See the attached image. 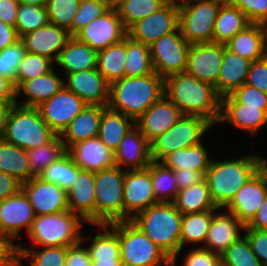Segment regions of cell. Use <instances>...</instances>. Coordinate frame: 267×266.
Returning a JSON list of instances; mask_svg holds the SVG:
<instances>
[{"mask_svg": "<svg viewBox=\"0 0 267 266\" xmlns=\"http://www.w3.org/2000/svg\"><path fill=\"white\" fill-rule=\"evenodd\" d=\"M173 171L179 190L188 188L204 179V175L199 171L190 169H176Z\"/></svg>", "mask_w": 267, "mask_h": 266, "instance_id": "cell-60", "label": "cell"}, {"mask_svg": "<svg viewBox=\"0 0 267 266\" xmlns=\"http://www.w3.org/2000/svg\"><path fill=\"white\" fill-rule=\"evenodd\" d=\"M126 35L127 30L117 11L109 9L101 17L81 29L75 37L88 44L92 49L99 51L119 43Z\"/></svg>", "mask_w": 267, "mask_h": 266, "instance_id": "cell-16", "label": "cell"}, {"mask_svg": "<svg viewBox=\"0 0 267 266\" xmlns=\"http://www.w3.org/2000/svg\"><path fill=\"white\" fill-rule=\"evenodd\" d=\"M49 23L46 6L19 4L15 25L19 38Z\"/></svg>", "mask_w": 267, "mask_h": 266, "instance_id": "cell-47", "label": "cell"}, {"mask_svg": "<svg viewBox=\"0 0 267 266\" xmlns=\"http://www.w3.org/2000/svg\"><path fill=\"white\" fill-rule=\"evenodd\" d=\"M26 49L19 39L14 44L0 51V76L10 80L16 89V72Z\"/></svg>", "mask_w": 267, "mask_h": 266, "instance_id": "cell-51", "label": "cell"}, {"mask_svg": "<svg viewBox=\"0 0 267 266\" xmlns=\"http://www.w3.org/2000/svg\"><path fill=\"white\" fill-rule=\"evenodd\" d=\"M82 221L77 213L70 210L36 216L27 235L33 244L40 247H70L81 241L79 231Z\"/></svg>", "mask_w": 267, "mask_h": 266, "instance_id": "cell-7", "label": "cell"}, {"mask_svg": "<svg viewBox=\"0 0 267 266\" xmlns=\"http://www.w3.org/2000/svg\"><path fill=\"white\" fill-rule=\"evenodd\" d=\"M239 103L247 106L259 107L267 113V93L252 87L248 84H243L231 94Z\"/></svg>", "mask_w": 267, "mask_h": 266, "instance_id": "cell-53", "label": "cell"}, {"mask_svg": "<svg viewBox=\"0 0 267 266\" xmlns=\"http://www.w3.org/2000/svg\"><path fill=\"white\" fill-rule=\"evenodd\" d=\"M251 62L230 51L224 45V57L215 86L216 92L221 98L232 94L246 82Z\"/></svg>", "mask_w": 267, "mask_h": 266, "instance_id": "cell-30", "label": "cell"}, {"mask_svg": "<svg viewBox=\"0 0 267 266\" xmlns=\"http://www.w3.org/2000/svg\"><path fill=\"white\" fill-rule=\"evenodd\" d=\"M167 0H125L116 10L126 30L161 9Z\"/></svg>", "mask_w": 267, "mask_h": 266, "instance_id": "cell-46", "label": "cell"}, {"mask_svg": "<svg viewBox=\"0 0 267 266\" xmlns=\"http://www.w3.org/2000/svg\"><path fill=\"white\" fill-rule=\"evenodd\" d=\"M87 266H93V263L91 260L87 263Z\"/></svg>", "mask_w": 267, "mask_h": 266, "instance_id": "cell-73", "label": "cell"}, {"mask_svg": "<svg viewBox=\"0 0 267 266\" xmlns=\"http://www.w3.org/2000/svg\"><path fill=\"white\" fill-rule=\"evenodd\" d=\"M190 44L182 36L180 29L161 36L151 45L149 51L154 71L165 78L171 74L184 72Z\"/></svg>", "mask_w": 267, "mask_h": 266, "instance_id": "cell-11", "label": "cell"}, {"mask_svg": "<svg viewBox=\"0 0 267 266\" xmlns=\"http://www.w3.org/2000/svg\"><path fill=\"white\" fill-rule=\"evenodd\" d=\"M182 115L180 109L163 95L135 121V125L150 143L168 131Z\"/></svg>", "mask_w": 267, "mask_h": 266, "instance_id": "cell-21", "label": "cell"}, {"mask_svg": "<svg viewBox=\"0 0 267 266\" xmlns=\"http://www.w3.org/2000/svg\"><path fill=\"white\" fill-rule=\"evenodd\" d=\"M71 37L67 29L49 23L21 36L20 40L26 52L48 57L55 63Z\"/></svg>", "mask_w": 267, "mask_h": 266, "instance_id": "cell-20", "label": "cell"}, {"mask_svg": "<svg viewBox=\"0 0 267 266\" xmlns=\"http://www.w3.org/2000/svg\"><path fill=\"white\" fill-rule=\"evenodd\" d=\"M183 214L173 202H158L139 212L131 221L155 243L176 266Z\"/></svg>", "mask_w": 267, "mask_h": 266, "instance_id": "cell-3", "label": "cell"}, {"mask_svg": "<svg viewBox=\"0 0 267 266\" xmlns=\"http://www.w3.org/2000/svg\"><path fill=\"white\" fill-rule=\"evenodd\" d=\"M212 123L198 115H182L166 132L151 141V161L160 162L170 153L199 145Z\"/></svg>", "mask_w": 267, "mask_h": 266, "instance_id": "cell-9", "label": "cell"}, {"mask_svg": "<svg viewBox=\"0 0 267 266\" xmlns=\"http://www.w3.org/2000/svg\"><path fill=\"white\" fill-rule=\"evenodd\" d=\"M147 169L151 173L152 188L157 202H174L179 191L174 171L161 161H151Z\"/></svg>", "mask_w": 267, "mask_h": 266, "instance_id": "cell-40", "label": "cell"}, {"mask_svg": "<svg viewBox=\"0 0 267 266\" xmlns=\"http://www.w3.org/2000/svg\"><path fill=\"white\" fill-rule=\"evenodd\" d=\"M245 84L267 93V54L251 62Z\"/></svg>", "mask_w": 267, "mask_h": 266, "instance_id": "cell-56", "label": "cell"}, {"mask_svg": "<svg viewBox=\"0 0 267 266\" xmlns=\"http://www.w3.org/2000/svg\"><path fill=\"white\" fill-rule=\"evenodd\" d=\"M81 241L67 248L65 266H87V263L91 260L88 249L81 247L83 244L84 236Z\"/></svg>", "mask_w": 267, "mask_h": 266, "instance_id": "cell-58", "label": "cell"}, {"mask_svg": "<svg viewBox=\"0 0 267 266\" xmlns=\"http://www.w3.org/2000/svg\"><path fill=\"white\" fill-rule=\"evenodd\" d=\"M108 10L106 3L81 0L79 9L72 20L71 36H75L91 21L101 17Z\"/></svg>", "mask_w": 267, "mask_h": 266, "instance_id": "cell-52", "label": "cell"}, {"mask_svg": "<svg viewBox=\"0 0 267 266\" xmlns=\"http://www.w3.org/2000/svg\"><path fill=\"white\" fill-rule=\"evenodd\" d=\"M225 46L252 62L261 59L267 54V26L251 23Z\"/></svg>", "mask_w": 267, "mask_h": 266, "instance_id": "cell-29", "label": "cell"}, {"mask_svg": "<svg viewBox=\"0 0 267 266\" xmlns=\"http://www.w3.org/2000/svg\"><path fill=\"white\" fill-rule=\"evenodd\" d=\"M164 95V78L157 72L125 76L110 84L107 107L135 121Z\"/></svg>", "mask_w": 267, "mask_h": 266, "instance_id": "cell-2", "label": "cell"}, {"mask_svg": "<svg viewBox=\"0 0 267 266\" xmlns=\"http://www.w3.org/2000/svg\"><path fill=\"white\" fill-rule=\"evenodd\" d=\"M123 199L124 221L133 219L139 212L158 203L147 168L125 171Z\"/></svg>", "mask_w": 267, "mask_h": 266, "instance_id": "cell-17", "label": "cell"}, {"mask_svg": "<svg viewBox=\"0 0 267 266\" xmlns=\"http://www.w3.org/2000/svg\"><path fill=\"white\" fill-rule=\"evenodd\" d=\"M93 266H123L121 259L112 260H91Z\"/></svg>", "mask_w": 267, "mask_h": 266, "instance_id": "cell-67", "label": "cell"}, {"mask_svg": "<svg viewBox=\"0 0 267 266\" xmlns=\"http://www.w3.org/2000/svg\"><path fill=\"white\" fill-rule=\"evenodd\" d=\"M55 135L37 107L21 106L16 101L8 114L1 137L28 151L48 143Z\"/></svg>", "mask_w": 267, "mask_h": 266, "instance_id": "cell-5", "label": "cell"}, {"mask_svg": "<svg viewBox=\"0 0 267 266\" xmlns=\"http://www.w3.org/2000/svg\"><path fill=\"white\" fill-rule=\"evenodd\" d=\"M0 266H18L16 244L0 234Z\"/></svg>", "mask_w": 267, "mask_h": 266, "instance_id": "cell-59", "label": "cell"}, {"mask_svg": "<svg viewBox=\"0 0 267 266\" xmlns=\"http://www.w3.org/2000/svg\"><path fill=\"white\" fill-rule=\"evenodd\" d=\"M245 229L267 230V197Z\"/></svg>", "mask_w": 267, "mask_h": 266, "instance_id": "cell-63", "label": "cell"}, {"mask_svg": "<svg viewBox=\"0 0 267 266\" xmlns=\"http://www.w3.org/2000/svg\"><path fill=\"white\" fill-rule=\"evenodd\" d=\"M65 88L89 105L107 106L110 83L97 69L83 70L66 75Z\"/></svg>", "mask_w": 267, "mask_h": 266, "instance_id": "cell-22", "label": "cell"}, {"mask_svg": "<svg viewBox=\"0 0 267 266\" xmlns=\"http://www.w3.org/2000/svg\"><path fill=\"white\" fill-rule=\"evenodd\" d=\"M134 125V119L107 107L101 116L97 137L114 152Z\"/></svg>", "mask_w": 267, "mask_h": 266, "instance_id": "cell-33", "label": "cell"}, {"mask_svg": "<svg viewBox=\"0 0 267 266\" xmlns=\"http://www.w3.org/2000/svg\"><path fill=\"white\" fill-rule=\"evenodd\" d=\"M68 247L49 246L43 250L28 249L21 247V243L16 245L18 255V266H22L21 259L30 261L29 266H65V259Z\"/></svg>", "mask_w": 267, "mask_h": 266, "instance_id": "cell-45", "label": "cell"}, {"mask_svg": "<svg viewBox=\"0 0 267 266\" xmlns=\"http://www.w3.org/2000/svg\"><path fill=\"white\" fill-rule=\"evenodd\" d=\"M167 1H169V2H175V3H181V2H183L185 0H167Z\"/></svg>", "mask_w": 267, "mask_h": 266, "instance_id": "cell-71", "label": "cell"}, {"mask_svg": "<svg viewBox=\"0 0 267 266\" xmlns=\"http://www.w3.org/2000/svg\"><path fill=\"white\" fill-rule=\"evenodd\" d=\"M125 0H105L108 9L117 10Z\"/></svg>", "mask_w": 267, "mask_h": 266, "instance_id": "cell-69", "label": "cell"}, {"mask_svg": "<svg viewBox=\"0 0 267 266\" xmlns=\"http://www.w3.org/2000/svg\"><path fill=\"white\" fill-rule=\"evenodd\" d=\"M65 81L61 79L54 69L45 75L23 81L16 89V101L21 92L27 96L25 103L18 104L27 107H38L65 87Z\"/></svg>", "mask_w": 267, "mask_h": 266, "instance_id": "cell-31", "label": "cell"}, {"mask_svg": "<svg viewBox=\"0 0 267 266\" xmlns=\"http://www.w3.org/2000/svg\"><path fill=\"white\" fill-rule=\"evenodd\" d=\"M173 203L183 215L220 209L215 205L205 179L179 190Z\"/></svg>", "mask_w": 267, "mask_h": 266, "instance_id": "cell-34", "label": "cell"}, {"mask_svg": "<svg viewBox=\"0 0 267 266\" xmlns=\"http://www.w3.org/2000/svg\"><path fill=\"white\" fill-rule=\"evenodd\" d=\"M238 7L254 24L267 26V0H238Z\"/></svg>", "mask_w": 267, "mask_h": 266, "instance_id": "cell-54", "label": "cell"}, {"mask_svg": "<svg viewBox=\"0 0 267 266\" xmlns=\"http://www.w3.org/2000/svg\"><path fill=\"white\" fill-rule=\"evenodd\" d=\"M164 95L180 109L183 115L204 117L213 126L220 120L221 97L215 87L185 71L164 78Z\"/></svg>", "mask_w": 267, "mask_h": 266, "instance_id": "cell-1", "label": "cell"}, {"mask_svg": "<svg viewBox=\"0 0 267 266\" xmlns=\"http://www.w3.org/2000/svg\"><path fill=\"white\" fill-rule=\"evenodd\" d=\"M214 211L207 210L196 213L184 214L181 223L180 249L191 243H201L206 241L207 233Z\"/></svg>", "mask_w": 267, "mask_h": 266, "instance_id": "cell-39", "label": "cell"}, {"mask_svg": "<svg viewBox=\"0 0 267 266\" xmlns=\"http://www.w3.org/2000/svg\"><path fill=\"white\" fill-rule=\"evenodd\" d=\"M267 197V161L237 191L231 202L225 207L228 213L236 216L245 226L255 216L261 203Z\"/></svg>", "mask_w": 267, "mask_h": 266, "instance_id": "cell-12", "label": "cell"}, {"mask_svg": "<svg viewBox=\"0 0 267 266\" xmlns=\"http://www.w3.org/2000/svg\"><path fill=\"white\" fill-rule=\"evenodd\" d=\"M200 143L197 146L176 150L167 155L161 162L168 168L190 169L205 175L212 159L209 158L207 149Z\"/></svg>", "mask_w": 267, "mask_h": 266, "instance_id": "cell-38", "label": "cell"}, {"mask_svg": "<svg viewBox=\"0 0 267 266\" xmlns=\"http://www.w3.org/2000/svg\"><path fill=\"white\" fill-rule=\"evenodd\" d=\"M26 152L30 165V172L33 176H38L53 161L63 156L67 152V149L60 135H55L48 143Z\"/></svg>", "mask_w": 267, "mask_h": 266, "instance_id": "cell-43", "label": "cell"}, {"mask_svg": "<svg viewBox=\"0 0 267 266\" xmlns=\"http://www.w3.org/2000/svg\"><path fill=\"white\" fill-rule=\"evenodd\" d=\"M106 108L107 106L87 104L60 135L65 148L67 149L80 141L97 137L100 119Z\"/></svg>", "mask_w": 267, "mask_h": 266, "instance_id": "cell-28", "label": "cell"}, {"mask_svg": "<svg viewBox=\"0 0 267 266\" xmlns=\"http://www.w3.org/2000/svg\"><path fill=\"white\" fill-rule=\"evenodd\" d=\"M125 171L115 165L94 172L95 225L124 221Z\"/></svg>", "mask_w": 267, "mask_h": 266, "instance_id": "cell-8", "label": "cell"}, {"mask_svg": "<svg viewBox=\"0 0 267 266\" xmlns=\"http://www.w3.org/2000/svg\"><path fill=\"white\" fill-rule=\"evenodd\" d=\"M244 236L262 266H267V230L244 229Z\"/></svg>", "mask_w": 267, "mask_h": 266, "instance_id": "cell-57", "label": "cell"}, {"mask_svg": "<svg viewBox=\"0 0 267 266\" xmlns=\"http://www.w3.org/2000/svg\"><path fill=\"white\" fill-rule=\"evenodd\" d=\"M258 155L233 160H212L204 175L215 205L225 208L237 191L266 163Z\"/></svg>", "mask_w": 267, "mask_h": 266, "instance_id": "cell-4", "label": "cell"}, {"mask_svg": "<svg viewBox=\"0 0 267 266\" xmlns=\"http://www.w3.org/2000/svg\"><path fill=\"white\" fill-rule=\"evenodd\" d=\"M127 35L119 43L97 51L96 69L111 84L125 77Z\"/></svg>", "mask_w": 267, "mask_h": 266, "instance_id": "cell-35", "label": "cell"}, {"mask_svg": "<svg viewBox=\"0 0 267 266\" xmlns=\"http://www.w3.org/2000/svg\"><path fill=\"white\" fill-rule=\"evenodd\" d=\"M0 101H16L14 84L3 76H0Z\"/></svg>", "mask_w": 267, "mask_h": 266, "instance_id": "cell-65", "label": "cell"}, {"mask_svg": "<svg viewBox=\"0 0 267 266\" xmlns=\"http://www.w3.org/2000/svg\"><path fill=\"white\" fill-rule=\"evenodd\" d=\"M250 24L246 15L238 7H220L215 20L213 42L225 45Z\"/></svg>", "mask_w": 267, "mask_h": 266, "instance_id": "cell-37", "label": "cell"}, {"mask_svg": "<svg viewBox=\"0 0 267 266\" xmlns=\"http://www.w3.org/2000/svg\"><path fill=\"white\" fill-rule=\"evenodd\" d=\"M19 39L16 28L0 20V51L14 44Z\"/></svg>", "mask_w": 267, "mask_h": 266, "instance_id": "cell-64", "label": "cell"}, {"mask_svg": "<svg viewBox=\"0 0 267 266\" xmlns=\"http://www.w3.org/2000/svg\"><path fill=\"white\" fill-rule=\"evenodd\" d=\"M36 216L55 214L69 210L67 192L60 186L34 176L22 184Z\"/></svg>", "mask_w": 267, "mask_h": 266, "instance_id": "cell-19", "label": "cell"}, {"mask_svg": "<svg viewBox=\"0 0 267 266\" xmlns=\"http://www.w3.org/2000/svg\"><path fill=\"white\" fill-rule=\"evenodd\" d=\"M220 7L236 6L238 0H214Z\"/></svg>", "mask_w": 267, "mask_h": 266, "instance_id": "cell-70", "label": "cell"}, {"mask_svg": "<svg viewBox=\"0 0 267 266\" xmlns=\"http://www.w3.org/2000/svg\"><path fill=\"white\" fill-rule=\"evenodd\" d=\"M178 28L179 5L168 1L155 13L133 24L127 30V35L149 46L161 36L172 33Z\"/></svg>", "mask_w": 267, "mask_h": 266, "instance_id": "cell-14", "label": "cell"}, {"mask_svg": "<svg viewBox=\"0 0 267 266\" xmlns=\"http://www.w3.org/2000/svg\"><path fill=\"white\" fill-rule=\"evenodd\" d=\"M47 0H18L19 4H29L33 6H46Z\"/></svg>", "mask_w": 267, "mask_h": 266, "instance_id": "cell-68", "label": "cell"}, {"mask_svg": "<svg viewBox=\"0 0 267 266\" xmlns=\"http://www.w3.org/2000/svg\"><path fill=\"white\" fill-rule=\"evenodd\" d=\"M118 234L123 266H170L171 259L131 220L109 223Z\"/></svg>", "mask_w": 267, "mask_h": 266, "instance_id": "cell-6", "label": "cell"}, {"mask_svg": "<svg viewBox=\"0 0 267 266\" xmlns=\"http://www.w3.org/2000/svg\"><path fill=\"white\" fill-rule=\"evenodd\" d=\"M97 51L88 44L72 36L60 52L57 61L59 67L65 70V75L83 70L96 69Z\"/></svg>", "mask_w": 267, "mask_h": 266, "instance_id": "cell-32", "label": "cell"}, {"mask_svg": "<svg viewBox=\"0 0 267 266\" xmlns=\"http://www.w3.org/2000/svg\"><path fill=\"white\" fill-rule=\"evenodd\" d=\"M0 171L15 177L22 184L34 177L30 172L26 150L5 141L2 137H0Z\"/></svg>", "mask_w": 267, "mask_h": 266, "instance_id": "cell-36", "label": "cell"}, {"mask_svg": "<svg viewBox=\"0 0 267 266\" xmlns=\"http://www.w3.org/2000/svg\"><path fill=\"white\" fill-rule=\"evenodd\" d=\"M245 225L232 213L214 214L207 233L205 247L211 252L222 254L231 244L241 238Z\"/></svg>", "mask_w": 267, "mask_h": 266, "instance_id": "cell-27", "label": "cell"}, {"mask_svg": "<svg viewBox=\"0 0 267 266\" xmlns=\"http://www.w3.org/2000/svg\"><path fill=\"white\" fill-rule=\"evenodd\" d=\"M16 101H0V137L5 127L8 114Z\"/></svg>", "mask_w": 267, "mask_h": 266, "instance_id": "cell-66", "label": "cell"}, {"mask_svg": "<svg viewBox=\"0 0 267 266\" xmlns=\"http://www.w3.org/2000/svg\"><path fill=\"white\" fill-rule=\"evenodd\" d=\"M88 1H94V2H99V3H105V0H88Z\"/></svg>", "mask_w": 267, "mask_h": 266, "instance_id": "cell-72", "label": "cell"}, {"mask_svg": "<svg viewBox=\"0 0 267 266\" xmlns=\"http://www.w3.org/2000/svg\"><path fill=\"white\" fill-rule=\"evenodd\" d=\"M67 202L70 211L95 225L94 172L79 170L78 177L67 191Z\"/></svg>", "mask_w": 267, "mask_h": 266, "instance_id": "cell-26", "label": "cell"}, {"mask_svg": "<svg viewBox=\"0 0 267 266\" xmlns=\"http://www.w3.org/2000/svg\"><path fill=\"white\" fill-rule=\"evenodd\" d=\"M179 5V29L189 44L212 43L220 6L214 0H185Z\"/></svg>", "mask_w": 267, "mask_h": 266, "instance_id": "cell-10", "label": "cell"}, {"mask_svg": "<svg viewBox=\"0 0 267 266\" xmlns=\"http://www.w3.org/2000/svg\"><path fill=\"white\" fill-rule=\"evenodd\" d=\"M86 105L85 101L64 87L37 108L49 128L56 135H61Z\"/></svg>", "mask_w": 267, "mask_h": 266, "instance_id": "cell-13", "label": "cell"}, {"mask_svg": "<svg viewBox=\"0 0 267 266\" xmlns=\"http://www.w3.org/2000/svg\"><path fill=\"white\" fill-rule=\"evenodd\" d=\"M228 121L235 128L246 130L248 134L256 132L267 124V113L259 107L239 103L231 94L221 98V116L219 122Z\"/></svg>", "mask_w": 267, "mask_h": 266, "instance_id": "cell-24", "label": "cell"}, {"mask_svg": "<svg viewBox=\"0 0 267 266\" xmlns=\"http://www.w3.org/2000/svg\"><path fill=\"white\" fill-rule=\"evenodd\" d=\"M67 153L82 170L98 172L115 166L114 152L98 137L73 144Z\"/></svg>", "mask_w": 267, "mask_h": 266, "instance_id": "cell-25", "label": "cell"}, {"mask_svg": "<svg viewBox=\"0 0 267 266\" xmlns=\"http://www.w3.org/2000/svg\"><path fill=\"white\" fill-rule=\"evenodd\" d=\"M104 232L96 233L92 243L87 247L91 260H112L120 258V243L117 232L109 224H96Z\"/></svg>", "mask_w": 267, "mask_h": 266, "instance_id": "cell-44", "label": "cell"}, {"mask_svg": "<svg viewBox=\"0 0 267 266\" xmlns=\"http://www.w3.org/2000/svg\"><path fill=\"white\" fill-rule=\"evenodd\" d=\"M222 266H262L243 235L221 254Z\"/></svg>", "mask_w": 267, "mask_h": 266, "instance_id": "cell-49", "label": "cell"}, {"mask_svg": "<svg viewBox=\"0 0 267 266\" xmlns=\"http://www.w3.org/2000/svg\"><path fill=\"white\" fill-rule=\"evenodd\" d=\"M18 8V0H0V20L15 27Z\"/></svg>", "mask_w": 267, "mask_h": 266, "instance_id": "cell-62", "label": "cell"}, {"mask_svg": "<svg viewBox=\"0 0 267 266\" xmlns=\"http://www.w3.org/2000/svg\"><path fill=\"white\" fill-rule=\"evenodd\" d=\"M35 217L29 198L21 189L17 194L0 201V234L13 242V239L20 237L18 233L22 228L26 227L28 233Z\"/></svg>", "mask_w": 267, "mask_h": 266, "instance_id": "cell-18", "label": "cell"}, {"mask_svg": "<svg viewBox=\"0 0 267 266\" xmlns=\"http://www.w3.org/2000/svg\"><path fill=\"white\" fill-rule=\"evenodd\" d=\"M55 64L48 57L26 52L16 72V88L23 82L45 75Z\"/></svg>", "mask_w": 267, "mask_h": 266, "instance_id": "cell-48", "label": "cell"}, {"mask_svg": "<svg viewBox=\"0 0 267 266\" xmlns=\"http://www.w3.org/2000/svg\"><path fill=\"white\" fill-rule=\"evenodd\" d=\"M114 161L121 169L128 167L126 170H141L149 166L150 144L136 125L125 134L114 151Z\"/></svg>", "mask_w": 267, "mask_h": 266, "instance_id": "cell-23", "label": "cell"}, {"mask_svg": "<svg viewBox=\"0 0 267 266\" xmlns=\"http://www.w3.org/2000/svg\"><path fill=\"white\" fill-rule=\"evenodd\" d=\"M183 262V266H222L221 254L203 247L190 250Z\"/></svg>", "mask_w": 267, "mask_h": 266, "instance_id": "cell-55", "label": "cell"}, {"mask_svg": "<svg viewBox=\"0 0 267 266\" xmlns=\"http://www.w3.org/2000/svg\"><path fill=\"white\" fill-rule=\"evenodd\" d=\"M149 46L127 35V53L125 59V76L141 77L153 73Z\"/></svg>", "mask_w": 267, "mask_h": 266, "instance_id": "cell-41", "label": "cell"}, {"mask_svg": "<svg viewBox=\"0 0 267 266\" xmlns=\"http://www.w3.org/2000/svg\"><path fill=\"white\" fill-rule=\"evenodd\" d=\"M79 170L80 167L73 162L70 155L66 152L44 169L38 177L43 181L60 186L67 192L78 177Z\"/></svg>", "mask_w": 267, "mask_h": 266, "instance_id": "cell-42", "label": "cell"}, {"mask_svg": "<svg viewBox=\"0 0 267 266\" xmlns=\"http://www.w3.org/2000/svg\"><path fill=\"white\" fill-rule=\"evenodd\" d=\"M223 57L224 44L214 42L190 44L185 72L215 87Z\"/></svg>", "mask_w": 267, "mask_h": 266, "instance_id": "cell-15", "label": "cell"}, {"mask_svg": "<svg viewBox=\"0 0 267 266\" xmlns=\"http://www.w3.org/2000/svg\"><path fill=\"white\" fill-rule=\"evenodd\" d=\"M22 189V183L15 177L0 171V201L17 194Z\"/></svg>", "mask_w": 267, "mask_h": 266, "instance_id": "cell-61", "label": "cell"}, {"mask_svg": "<svg viewBox=\"0 0 267 266\" xmlns=\"http://www.w3.org/2000/svg\"><path fill=\"white\" fill-rule=\"evenodd\" d=\"M80 2L81 0H47L49 22L71 33L72 20L79 9Z\"/></svg>", "mask_w": 267, "mask_h": 266, "instance_id": "cell-50", "label": "cell"}]
</instances>
